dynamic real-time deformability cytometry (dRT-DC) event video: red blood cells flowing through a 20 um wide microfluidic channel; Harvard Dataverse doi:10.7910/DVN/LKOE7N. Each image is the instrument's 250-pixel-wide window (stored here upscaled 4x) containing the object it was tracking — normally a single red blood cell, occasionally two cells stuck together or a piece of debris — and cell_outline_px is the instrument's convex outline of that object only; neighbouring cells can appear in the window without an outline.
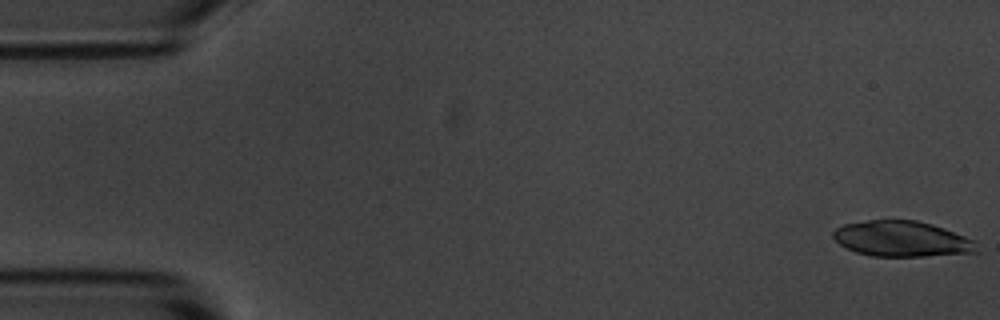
{"species": "common noctule bat (a hibernating species)", "species_latin": "Nyctalus noctula", "temperature_condition": "room temperature", "stored_images_in_passage": 5, "camera_frame_rate_fps": 3000, "um_per_image_px": 0.085, "animal": {"sex": "male", "body_mass_g": 20.1, "forearm_length_mm": 53.5}, "frame": {"image": 1, "passage_image": 1, "time_ms": 0.0, "image_size_px": [1000, 320], "cell_outline_px": [[980, 252], [924, 256], [872, 256], [856, 252], [840, 244], [832, 236], [832, 232], [836, 228], [844, 224], [868, 220], [916, 220], [932, 224], [944, 228], [976, 240]], "centroid_in_image_um": [76.7, 20.3], "position_along_channel_um": 8.3, "area_um2": 29.88}}